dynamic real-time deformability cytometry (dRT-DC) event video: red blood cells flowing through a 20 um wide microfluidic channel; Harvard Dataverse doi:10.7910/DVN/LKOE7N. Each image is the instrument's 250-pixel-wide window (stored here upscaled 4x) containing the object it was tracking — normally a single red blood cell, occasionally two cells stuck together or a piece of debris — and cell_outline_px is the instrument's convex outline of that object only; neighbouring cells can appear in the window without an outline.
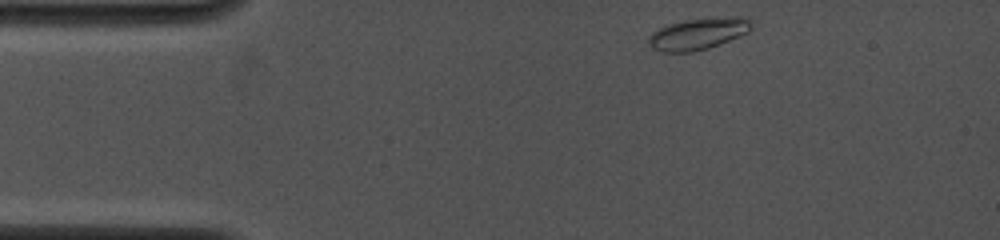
{"species": "common noctule bat (a hibernating species)", "species_latin": "Nyctalus noctula", "temperature_condition": "cold", "stored_images_in_passage": 6, "camera_frame_rate_fps": 4000, "um_per_image_px": 0.085, "animal": {"sex": "female", "body_mass_g": 19.0, "forearm_length_mm": 53.3}, "frame": {"image": 1, "passage_image": 1, "time_ms": 0.0, "image_size_px": [1000, 240], "cell_outline_px": [[752, 28], [748, 32], [708, 48], [692, 52], [660, 52], [652, 48], [648, 44], [648, 36], [652, 32], [668, 24], [684, 20], [732, 16], [748, 16], [752, 20]], "centroid_in_image_um": [59.35, 2.86], "position_along_channel_um": 25.7, "area_um2": 19.07}}
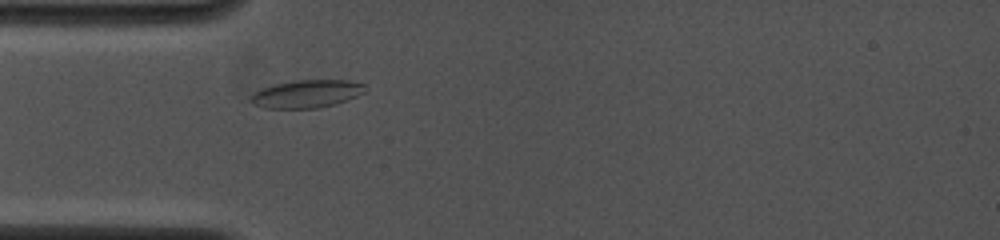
{"frame": {"image": 2, "passage_image": 6, "time_ms": 2.25, "image_size_px": [1000, 240], "cell_outline_px": [[368, 88], [364, 92], [356, 96], [336, 104], [316, 108], [264, 108], [252, 104], [248, 100], [252, 92], [260, 88], [276, 84], [296, 80], [348, 80], [364, 84]], "centroid_in_image_um": [26.02, 7.98], "position_along_channel_um": 59.0, "area_um2": 18.73}}